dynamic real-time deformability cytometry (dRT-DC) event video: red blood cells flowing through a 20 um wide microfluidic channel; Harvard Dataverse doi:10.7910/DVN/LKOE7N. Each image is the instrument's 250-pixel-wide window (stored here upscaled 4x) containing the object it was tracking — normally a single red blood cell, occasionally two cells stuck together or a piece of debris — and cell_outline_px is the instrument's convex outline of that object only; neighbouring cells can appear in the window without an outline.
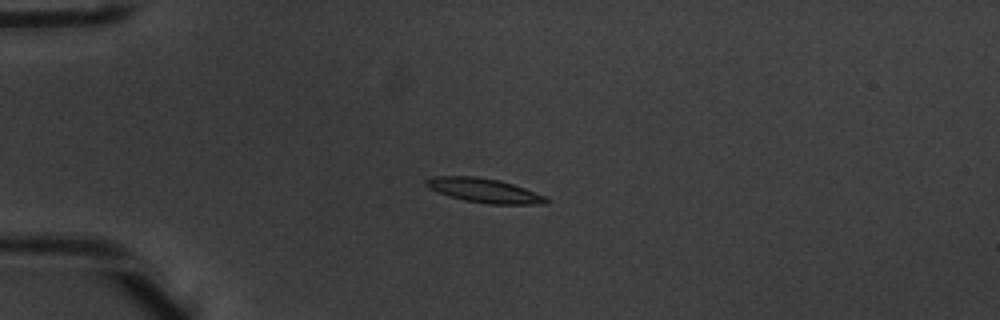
{"species": "common noctule bat (a hibernating species)", "species_latin": "Nyctalus noctula", "temperature_condition": "warm", "stored_images_in_passage": 8, "camera_frame_rate_fps": 3000, "um_per_image_px": 0.085, "animal": {"sex": "male", "body_mass_g": 20.1, "forearm_length_mm": 53.5}, "frame": {"image": 1, "passage_image": 3, "time_ms": 0.667, "image_size_px": [1000, 320], "cell_outline_px": [[548, 204], [488, 204], [464, 200], [448, 196], [436, 192], [428, 188], [424, 184], [424, 180], [436, 176], [476, 176], [500, 180], [524, 188], [544, 196], [548, 200]], "centroid_in_image_um": [41.1, 16.19], "position_along_channel_um": 43.9, "area_um2": 16.99}}
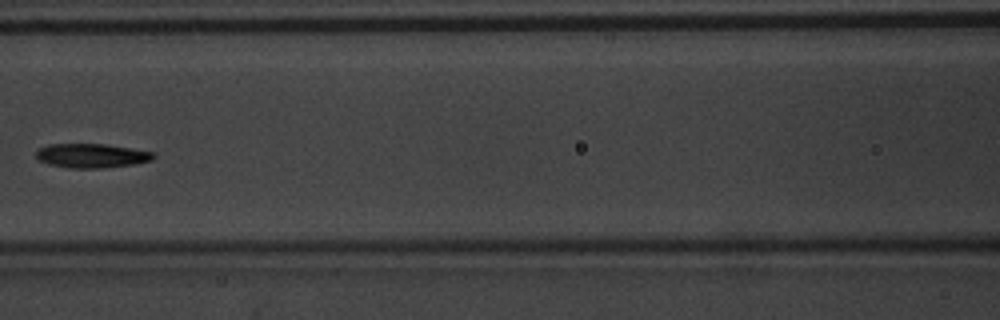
{"frame": {"image": 2, "passage_image": 6, "time_ms": 1.667, "image_size_px": [1000, 320], "cell_outline_px": [[156, 156], [152, 160], [136, 164], [104, 168], [68, 168], [48, 164], [40, 160], [36, 156], [36, 152], [40, 148], [48, 144], [104, 144], [132, 148], [152, 152]], "centroid_in_image_um": [7.8, 13.24], "position_along_channel_um": 158.8, "area_um2": 16.59}}